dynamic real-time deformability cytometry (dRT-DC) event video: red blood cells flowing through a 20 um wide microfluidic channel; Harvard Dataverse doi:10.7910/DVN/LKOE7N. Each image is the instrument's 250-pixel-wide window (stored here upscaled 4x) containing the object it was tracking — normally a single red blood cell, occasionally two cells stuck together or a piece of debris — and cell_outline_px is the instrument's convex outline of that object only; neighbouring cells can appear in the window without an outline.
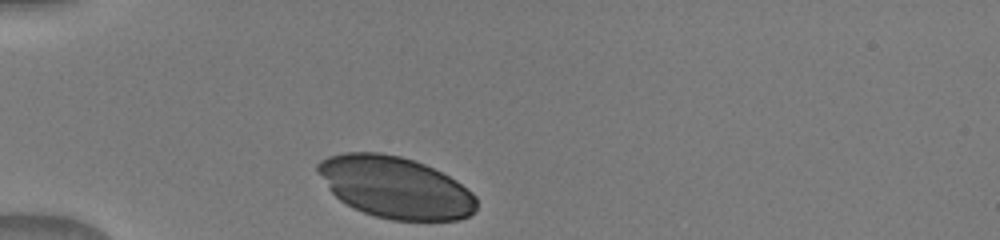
{"species": "human", "species_latin": "Homo sapiens", "temperature_condition": "warm", "stored_images_in_passage": 31, "camera_frame_rate_fps": 3000, "um_per_image_px": 0.085, "donor": {"sex": "male"}, "frame": {"image": 1, "passage_image": 1, "time_ms": 0.0, "image_size_px": [1000, 240], "cell_outline_px": [[476, 212], [460, 220], [392, 220], [376, 216], [364, 212], [340, 200], [328, 188], [316, 168], [316, 164], [320, 160], [328, 156], [344, 152], [380, 152], [400, 156], [424, 164], [456, 180], [472, 192], [476, 196]], "centroid_in_image_um": [33.61, 15.92], "position_along_channel_um": 51.4, "area_um2": 56.76}}